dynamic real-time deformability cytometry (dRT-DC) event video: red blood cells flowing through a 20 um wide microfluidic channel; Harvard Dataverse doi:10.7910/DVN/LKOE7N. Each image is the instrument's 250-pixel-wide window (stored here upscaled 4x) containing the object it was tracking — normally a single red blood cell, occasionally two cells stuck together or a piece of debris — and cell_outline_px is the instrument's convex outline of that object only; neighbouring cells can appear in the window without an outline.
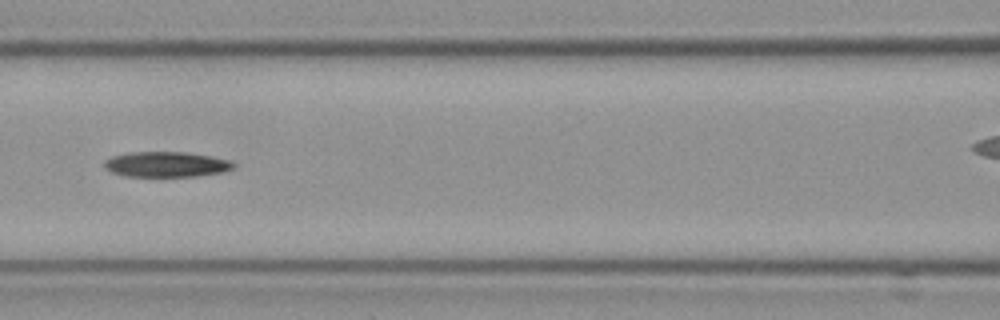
{"species": "Egyptian fruit bat (a non-hibernating species)", "species_latin": "Rousettus aegyptiacus", "temperature_condition": "cold", "stored_images_in_passage": 8, "camera_frame_rate_fps": 3000, "um_per_image_px": 0.085, "frame": {"image": 1, "passage_image": 3, "time_ms": 0.667, "image_size_px": [1000, 320], "cell_outline_px": [[236, 164], [232, 168], [224, 172], [196, 176], [124, 176], [112, 172], [104, 168], [104, 160], [112, 156], [132, 152], [184, 152], [208, 156], [228, 160]], "centroid_in_image_um": [14.1, 13.97], "position_along_channel_um": 152.5, "area_um2": 18.9}}
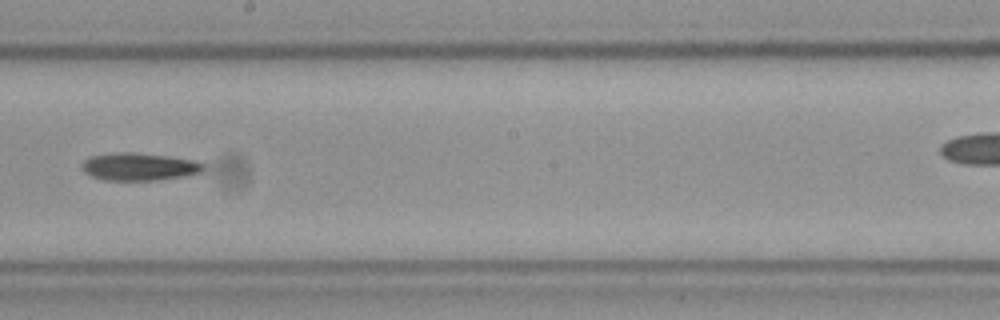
{"frame": {"image": 2, "passage_image": 5, "time_ms": 1.333, "image_size_px": [1000, 320], "cell_outline_px": [[204, 168], [200, 172], [188, 176], [156, 180], [104, 180], [92, 176], [84, 172], [80, 168], [80, 164], [84, 160], [92, 156], [120, 152], [132, 152], [168, 156], [196, 160], [204, 164]], "centroid_in_image_um": [11.83, 14.17], "position_along_channel_um": 236.4, "area_um2": 19.65}}
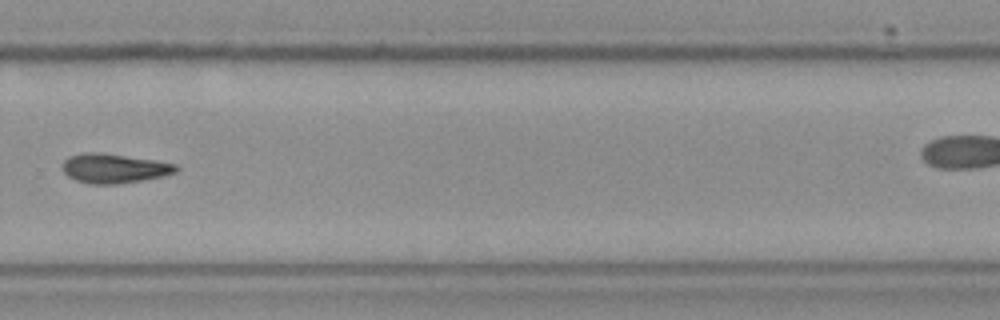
{"frame": {"image": 3, "passage_image": 7, "time_ms": 2.0, "image_size_px": [1000, 320], "cell_outline_px": [[180, 168], [176, 172], [164, 176], [144, 180], [116, 184], [88, 184], [76, 180], [68, 176], [64, 172], [64, 160], [68, 156], [84, 152], [100, 152], [156, 160], [176, 164]], "centroid_in_image_um": [9.73, 14.31], "position_along_channel_um": 320.1, "area_um2": 19.59}}